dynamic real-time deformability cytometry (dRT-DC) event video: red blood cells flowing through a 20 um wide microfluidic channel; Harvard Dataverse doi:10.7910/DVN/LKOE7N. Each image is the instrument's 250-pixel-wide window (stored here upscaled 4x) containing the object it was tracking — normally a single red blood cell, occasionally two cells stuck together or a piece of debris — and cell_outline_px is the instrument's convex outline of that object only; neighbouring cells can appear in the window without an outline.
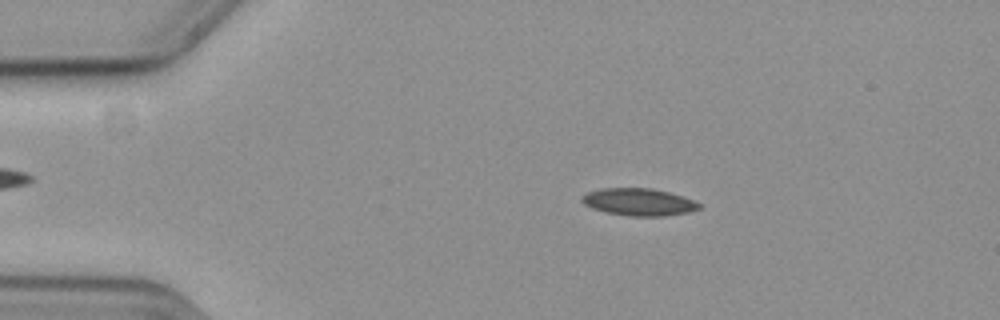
{"species": "common noctule bat (a hibernating species)", "species_latin": "Nyctalus noctula", "temperature_condition": "cold", "stored_images_in_passage": 58, "camera_frame_rate_fps": 3000, "um_per_image_px": 0.085, "animal": {"sex": "female", "body_mass_g": 19.3, "forearm_length_mm": 54.1}, "frame": {"image": 1, "passage_image": 12, "time_ms": 3.667, "image_size_px": [1000, 320], "cell_outline_px": [[700, 208], [688, 212], [664, 216], [628, 216], [604, 212], [592, 208], [584, 204], [580, 200], [588, 192], [600, 188], [648, 188], [668, 192], [692, 200], [700, 204]], "centroid_in_image_um": [54.25, 17.18], "position_along_channel_um": 30.7, "area_um2": 18.44}}
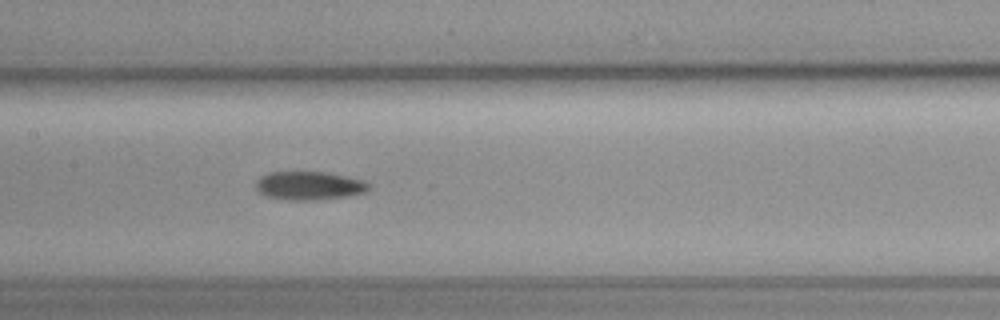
{"frame": {"image": 2, "passage_image": 29, "time_ms": 9.333, "image_size_px": [1000, 320], "cell_outline_px": [[368, 188], [364, 192], [348, 196], [316, 200], [288, 200], [264, 196], [256, 188], [256, 184], [260, 176], [272, 172], [324, 172], [344, 176], [360, 180], [368, 184]], "centroid_in_image_um": [26.22, 15.79], "position_along_channel_um": 181.2, "area_um2": 18.44}}
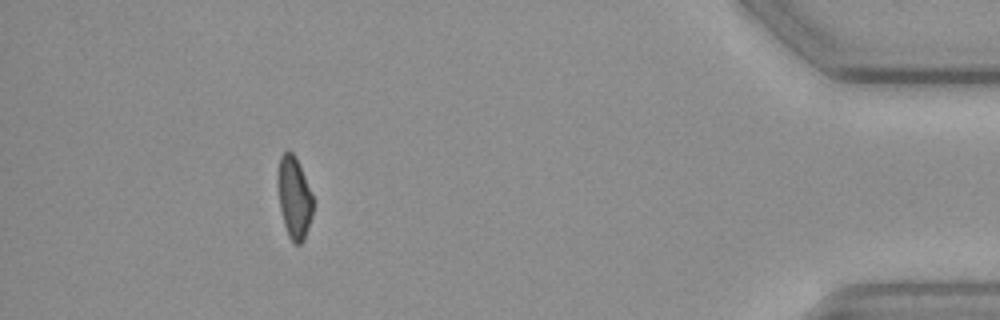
{"frame": {"image": 3, "passage_image": 53, "time_ms": 17.333, "image_size_px": [1000, 320], "cell_outline_px": [[312, 216], [304, 240], [300, 244], [292, 244], [288, 236], [284, 224], [280, 208], [276, 180], [276, 176], [280, 156], [288, 148], [296, 156], [312, 196]], "centroid_in_image_um": [24.97, 16.78], "position_along_channel_um": 410.2, "area_um2": 16.99}}